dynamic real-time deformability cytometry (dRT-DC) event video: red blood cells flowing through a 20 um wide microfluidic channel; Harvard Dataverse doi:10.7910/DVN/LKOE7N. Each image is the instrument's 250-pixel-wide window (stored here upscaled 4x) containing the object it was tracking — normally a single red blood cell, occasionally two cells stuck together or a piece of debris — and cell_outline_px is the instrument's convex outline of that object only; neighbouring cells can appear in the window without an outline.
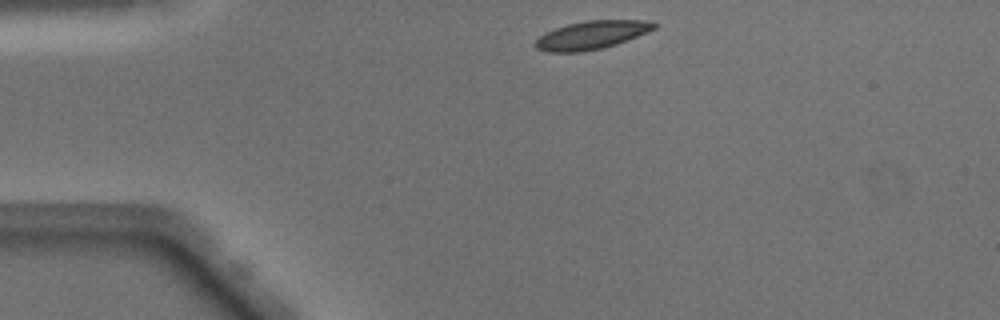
{"species": "Egyptian fruit bat (a non-hibernating species)", "species_latin": "Rousettus aegyptiacus", "temperature_condition": "warm", "stored_images_in_passage": 40, "camera_frame_rate_fps": 3000, "um_per_image_px": 0.085, "animal": {"sex": "male"}, "frame": {"image": 1, "passage_image": 1, "time_ms": 0.0, "image_size_px": [1000, 320], "cell_outline_px": [[656, 28], [648, 32], [616, 44], [600, 48], [580, 52], [548, 52], [536, 48], [532, 44], [544, 32], [568, 24], [588, 20], [652, 20], [656, 24]], "centroid_in_image_um": [50.28, 2.97], "position_along_channel_um": 34.7, "area_um2": 19.54}}
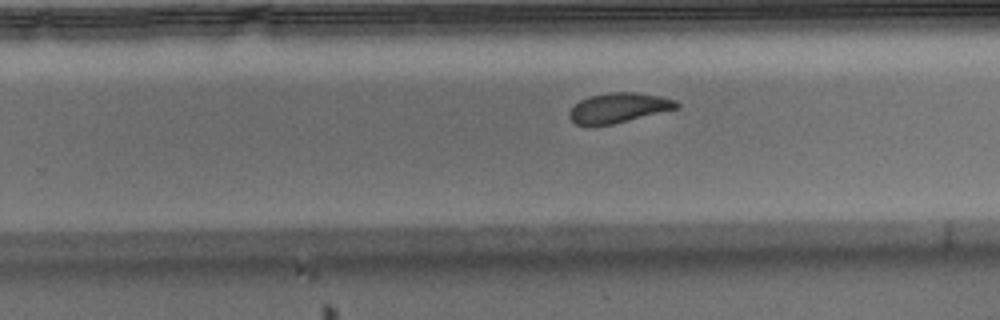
{"frame": {"image": 2, "passage_image": 22, "time_ms": 7.0, "image_size_px": [1000, 320], "cell_outline_px": [[680, 108], [612, 124], [592, 128], [588, 128], [576, 124], [568, 116], [568, 112], [580, 100], [588, 96], [608, 92], [636, 92], [660, 96], [676, 100], [680, 104]], "centroid_in_image_um": [52.56, 9.19], "position_along_channel_um": 277.2, "area_um2": 19.13}}
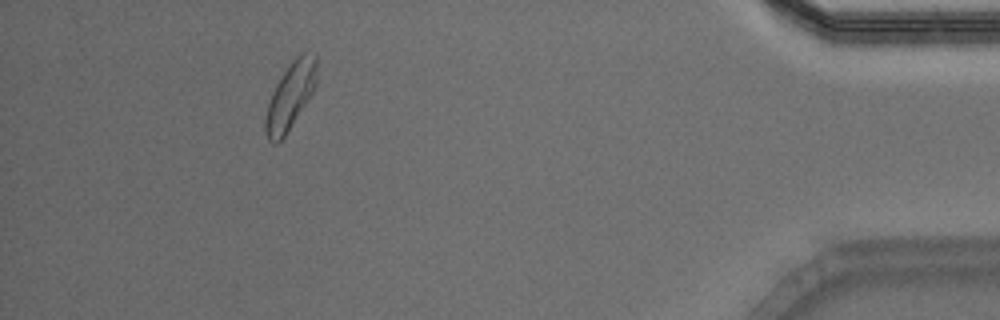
{"frame": {"image": 3, "passage_image": 36, "time_ms": 11.667, "image_size_px": [1000, 320], "cell_outline_px": [[316, 84], [312, 92], [284, 136], [276, 144], [272, 144], [268, 140], [264, 132], [264, 120], [268, 104], [272, 92], [276, 84], [292, 60], [300, 52], [304, 52], [316, 56]], "centroid_in_image_um": [24.64, 8.16], "position_along_channel_um": 410.6, "area_um2": 19.54}, "authors_computed_cell_mechanics": {"area_um2": 19.3919, "velocity_mm_per_s": 4.0586, "shape_relaxation_time_tau1_ms": 4.9705, "shape_relaxation_time_tau2_ms": 2.1421, "deformation_change_tau1": 0.1481, "deformation_change_tau2": 0.0785}}